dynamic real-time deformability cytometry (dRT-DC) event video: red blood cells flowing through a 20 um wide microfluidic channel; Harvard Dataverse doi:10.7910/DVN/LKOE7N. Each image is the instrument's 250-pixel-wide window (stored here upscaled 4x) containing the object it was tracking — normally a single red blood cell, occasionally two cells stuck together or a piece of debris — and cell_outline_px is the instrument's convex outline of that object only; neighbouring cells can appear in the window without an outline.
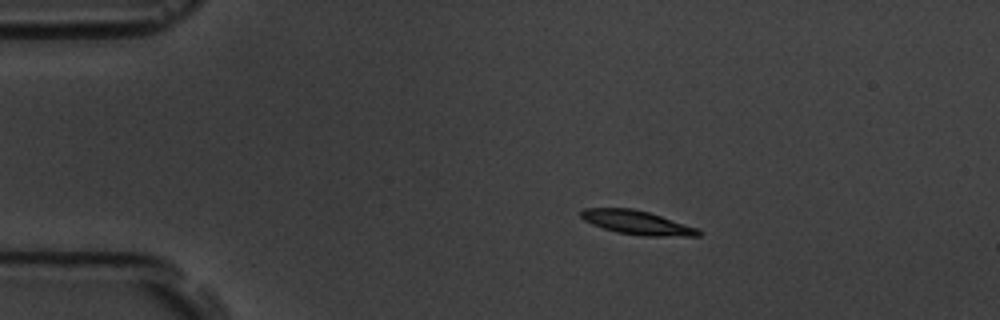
{"species": "common noctule bat (a hibernating species)", "species_latin": "Nyctalus noctula", "temperature_condition": "room temperature", "stored_images_in_passage": 55, "camera_frame_rate_fps": 3000, "um_per_image_px": 0.085, "animal": {"sex": "male", "body_mass_g": 19.5, "forearm_length_mm": 54.6}, "frame": {"image": 1, "passage_image": 10, "time_ms": 3.0, "image_size_px": [1000, 320], "cell_outline_px": [[704, 232], [700, 236], [640, 236], [616, 232], [592, 224], [584, 220], [580, 216], [580, 212], [584, 208], [632, 208], [648, 212], [696, 228]], "centroid_in_image_um": [54.13, 18.92], "position_along_channel_um": 30.9, "area_um2": 16.24}}
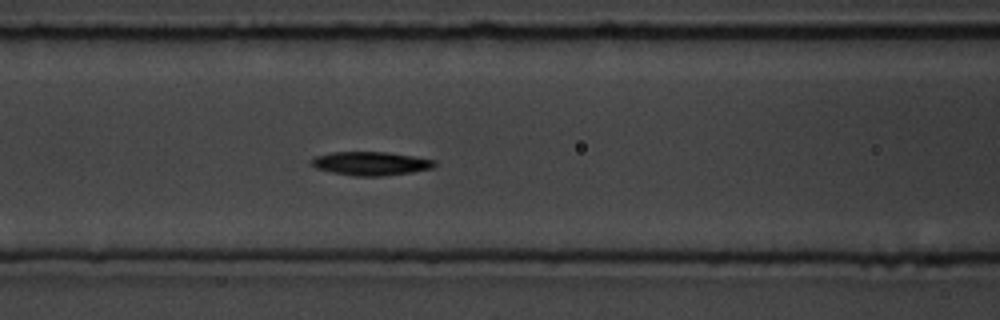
{"frame": {"image": 2, "passage_image": 23, "time_ms": 7.333, "image_size_px": [1000, 320], "cell_outline_px": [[436, 164], [432, 168], [412, 172], [380, 176], [356, 176], [332, 172], [316, 168], [312, 164], [312, 160], [316, 156], [332, 152], [388, 152], [436, 160]], "centroid_in_image_um": [31.54, 13.89], "position_along_channel_um": 135.1, "area_um2": 16.76}}
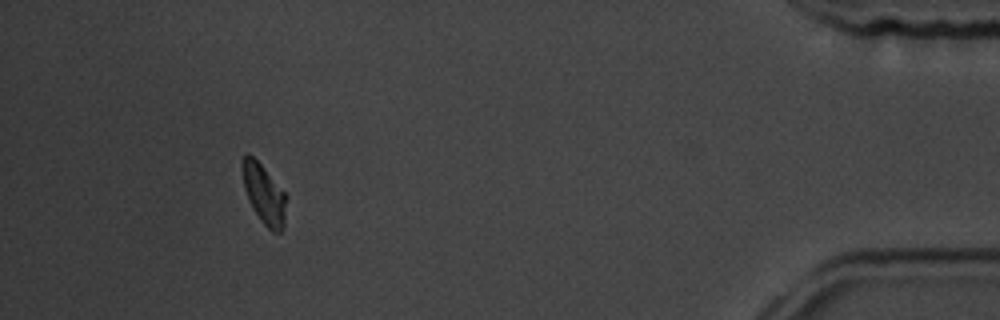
{"frame": {"image": 3, "passage_image": 51, "time_ms": 16.667, "image_size_px": [1000, 320], "cell_outline_px": [[288, 196], [284, 228], [280, 232], [272, 232], [260, 220], [252, 208], [248, 200], [244, 188], [240, 164], [244, 156], [248, 152], [260, 164]], "centroid_in_image_um": [22.44, 16.52], "position_along_channel_um": 412.8, "area_um2": 15.55}, "authors_computed_cell_mechanics": {"area_um2": 16.2996, "velocity_mm_per_s": 3.6456, "shape_relaxation_time_tau1_ms": 2.5012, "shape_relaxation_time_tau2_ms": 9.5588, "deformation_change_tau1": 0.1341, "deformation_change_tau2": 0.1338}}